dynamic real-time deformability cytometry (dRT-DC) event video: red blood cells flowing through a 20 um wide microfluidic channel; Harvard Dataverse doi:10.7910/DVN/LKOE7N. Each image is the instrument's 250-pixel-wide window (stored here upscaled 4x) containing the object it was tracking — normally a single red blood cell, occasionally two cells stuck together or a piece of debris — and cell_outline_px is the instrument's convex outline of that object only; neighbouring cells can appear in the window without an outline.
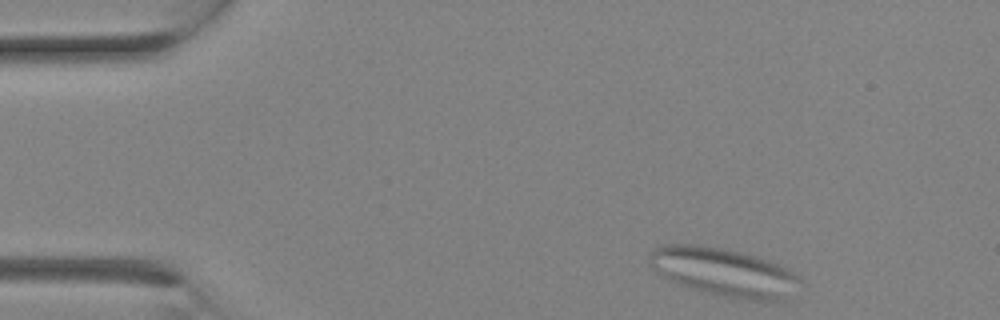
{"species": "Egyptian fruit bat (a non-hibernating species)", "species_latin": "Rousettus aegyptiacus", "temperature_condition": "room temperature", "stored_images_in_passage": 7, "camera_frame_rate_fps": 3000, "um_per_image_px": 0.085, "animal": {"sex": "female"}, "frame": {"image": 1, "passage_image": 1, "time_ms": 0.0, "image_size_px": [1000, 320], "cell_outline_px": [[800, 280], [784, 300], [748, 300], [720, 296], [692, 288], [680, 284], [656, 272], [648, 264], [648, 256], [652, 248], [664, 244], [700, 244], [740, 252], [756, 256], [768, 260], [800, 276]], "centroid_in_image_um": [61.45, 23.11], "position_along_channel_um": 23.6, "area_um2": 41.96}}
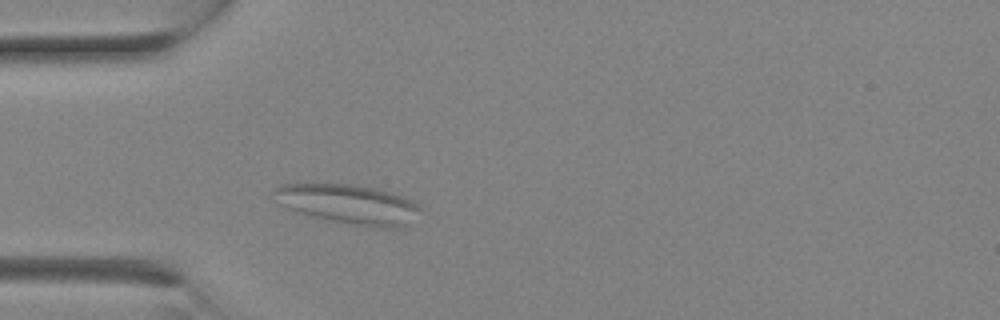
{"frame": {"image": 2, "passage_image": 5, "time_ms": 1.333, "image_size_px": [1000, 320], "cell_outline_px": [[424, 212], [408, 224], [396, 228], [376, 228], [332, 220], [296, 212], [280, 204], [272, 192], [272, 188], [280, 184], [352, 184], [376, 188], [392, 192], [404, 196], [412, 200]], "centroid_in_image_um": [29.68, 17.34], "position_along_channel_um": 55.3, "area_um2": 33.81}}